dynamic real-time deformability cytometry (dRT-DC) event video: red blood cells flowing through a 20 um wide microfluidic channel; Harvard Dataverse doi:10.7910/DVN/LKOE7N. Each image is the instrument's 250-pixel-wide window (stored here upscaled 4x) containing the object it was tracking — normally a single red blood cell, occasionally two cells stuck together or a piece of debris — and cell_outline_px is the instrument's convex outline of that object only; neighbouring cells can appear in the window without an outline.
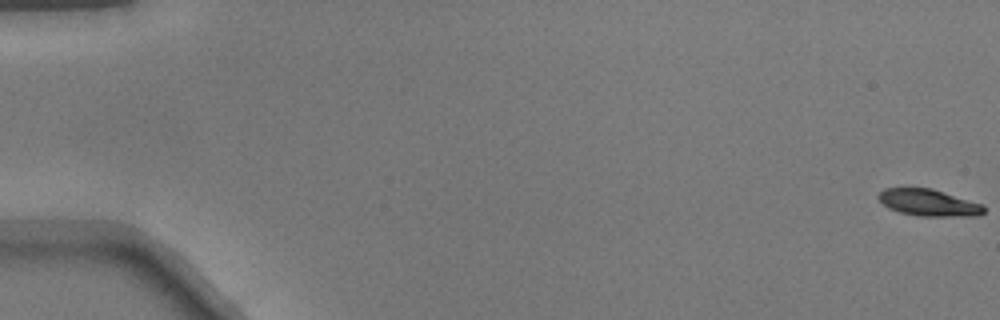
{"species": "common noctule bat (a hibernating species)", "species_latin": "Nyctalus noctula", "temperature_condition": "warm", "stored_images_in_passage": 52, "camera_frame_rate_fps": 3000, "um_per_image_px": 0.085, "animal": {"sex": "male", "body_mass_g": 17.9}, "frame": {"image": 1, "passage_image": 1, "time_ms": 0.0, "image_size_px": [1000, 320], "cell_outline_px": [[984, 212], [980, 216], [920, 216], [900, 212], [888, 208], [876, 196], [884, 188], [932, 188], [980, 204], [984, 208]], "centroid_in_image_um": [78.91, 17.23], "position_along_channel_um": 6.1, "area_um2": 16.24}}
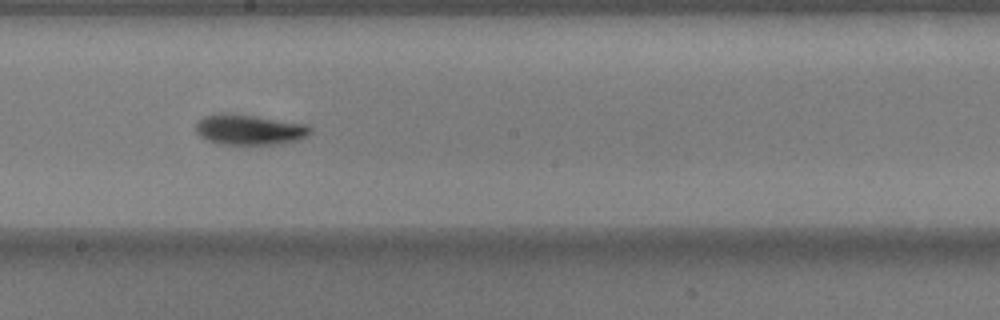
{"frame": {"image": 2, "passage_image": 30, "time_ms": 9.667, "image_size_px": [1000, 320], "cell_outline_px": [[312, 132], [308, 136], [296, 140], [280, 144], [244, 148], [224, 144], [208, 140], [200, 136], [196, 132], [196, 124], [204, 116], [216, 112], [232, 112], [308, 124], [312, 128]], "centroid_in_image_um": [21.21, 11.04], "position_along_channel_um": 227.0, "area_um2": 21.39}}
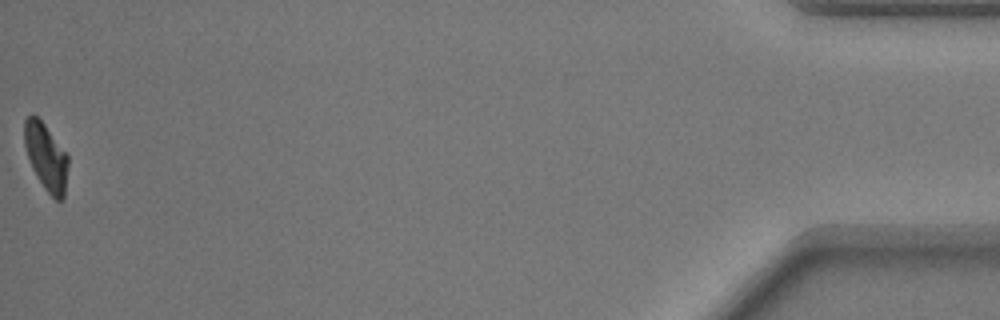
{"frame": {"image": 3, "passage_image": 52, "time_ms": 17.0, "image_size_px": [1000, 320], "cell_outline_px": [[68, 164], [64, 196], [60, 200], [56, 200], [44, 188], [36, 176], [32, 168], [24, 144], [24, 120], [32, 112], [44, 124], [68, 156]], "centroid_in_image_um": [3.9, 13.32], "position_along_channel_um": 431.3, "area_um2": 16.82}}